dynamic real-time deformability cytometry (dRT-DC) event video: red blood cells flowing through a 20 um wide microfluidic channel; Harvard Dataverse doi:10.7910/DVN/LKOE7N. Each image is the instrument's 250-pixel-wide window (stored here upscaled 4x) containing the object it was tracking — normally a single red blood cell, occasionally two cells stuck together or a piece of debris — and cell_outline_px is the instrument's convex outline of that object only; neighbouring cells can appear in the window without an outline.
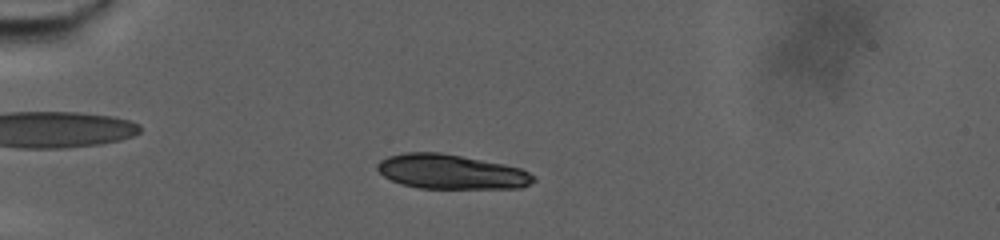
{"species": "human", "species_latin": "Homo sapiens", "temperature_condition": "warm", "stored_images_in_passage": 80, "camera_frame_rate_fps": 3000, "um_per_image_px": 0.085, "donor": {"sex": "male"}, "frame": {"image": 1, "passage_image": 25, "time_ms": 8.0, "image_size_px": [1000, 240], "cell_outline_px": [[536, 180], [520, 188], [420, 188], [400, 184], [384, 176], [376, 168], [376, 164], [380, 160], [388, 156], [404, 152], [440, 152], [504, 164], [520, 168], [536, 176]], "centroid_in_image_um": [38.33, 14.6], "position_along_channel_um": 46.7, "area_um2": 31.44}}
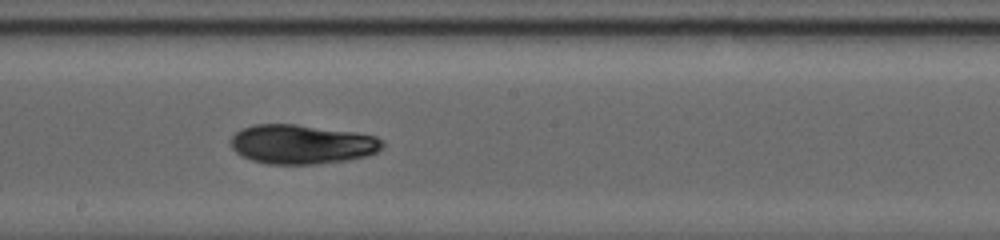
{"frame": {"image": 2, "passage_image": 50, "time_ms": 16.333, "image_size_px": [1000, 240], "cell_outline_px": [[384, 144], [376, 152], [368, 156], [348, 160], [316, 164], [268, 164], [252, 160], [240, 156], [232, 148], [232, 136], [236, 132], [252, 124], [296, 124], [356, 132], [376, 136], [384, 140]], "centroid_in_image_um": [25.68, 12.26], "position_along_channel_um": 222.5, "area_um2": 34.91}}
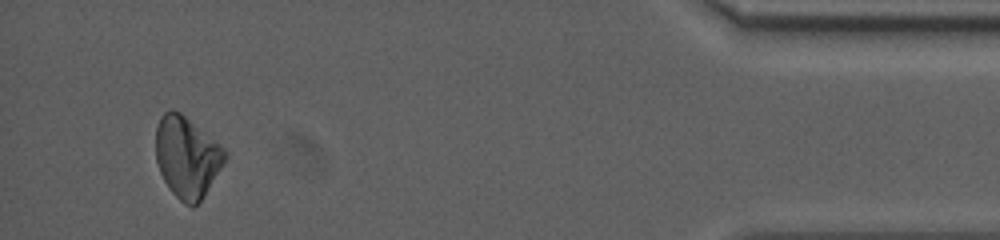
{"frame": {"image": 3, "passage_image": 78, "time_ms": 25.667, "image_size_px": [1000, 240], "cell_outline_px": [[228, 156], [204, 196], [192, 208], [184, 204], [172, 192], [164, 180], [160, 172], [156, 160], [156, 128], [160, 116], [164, 112], [180, 112], [220, 144], [228, 152]], "centroid_in_image_um": [15.9, 13.36], "position_along_channel_um": 419.3, "area_um2": 32.43}, "authors_computed_cell_mechanics": {"area_um2": 33.0905, "velocity_mm_per_s": 2.5607, "shape_relaxation_time_tau1_ms": 6.8773, "shape_relaxation_time_tau2_ms": 9.086, "deformation_change_tau1": 0.1671, "deformation_change_tau2": 0.0686}}